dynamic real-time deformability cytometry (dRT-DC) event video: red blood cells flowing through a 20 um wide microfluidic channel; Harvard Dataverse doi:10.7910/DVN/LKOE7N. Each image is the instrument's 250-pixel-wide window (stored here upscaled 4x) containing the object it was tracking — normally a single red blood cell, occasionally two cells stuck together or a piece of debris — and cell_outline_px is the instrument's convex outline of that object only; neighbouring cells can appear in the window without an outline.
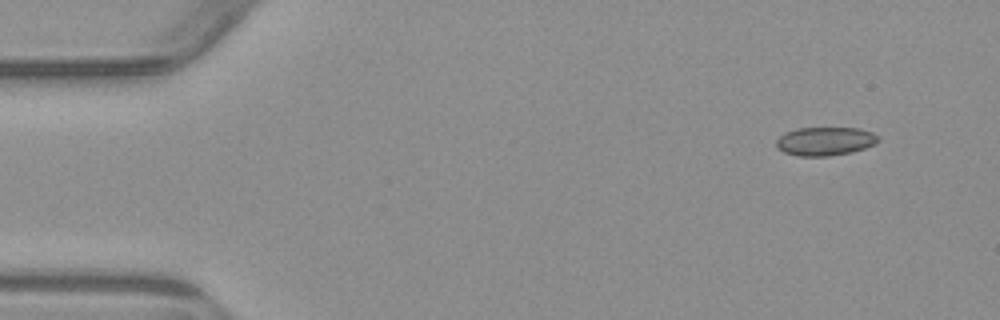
{"species": "common noctule bat (a hibernating species)", "species_latin": "Nyctalus noctula", "temperature_condition": "warm", "stored_images_in_passage": 3, "camera_frame_rate_fps": 3000, "um_per_image_px": 0.085, "animal": {"sex": "male", "body_mass_g": 23.1, "forearm_length_mm": 52.7}, "frame": {"image": 1, "passage_image": 1, "time_ms": 0.0, "image_size_px": [1000, 320], "cell_outline_px": [[880, 140], [876, 144], [852, 152], [828, 156], [796, 156], [784, 152], [776, 148], [776, 140], [784, 132], [796, 128], [860, 128], [872, 132], [880, 136]], "centroid_in_image_um": [70.14, 12.0], "position_along_channel_um": 14.9, "area_um2": 17.22}}